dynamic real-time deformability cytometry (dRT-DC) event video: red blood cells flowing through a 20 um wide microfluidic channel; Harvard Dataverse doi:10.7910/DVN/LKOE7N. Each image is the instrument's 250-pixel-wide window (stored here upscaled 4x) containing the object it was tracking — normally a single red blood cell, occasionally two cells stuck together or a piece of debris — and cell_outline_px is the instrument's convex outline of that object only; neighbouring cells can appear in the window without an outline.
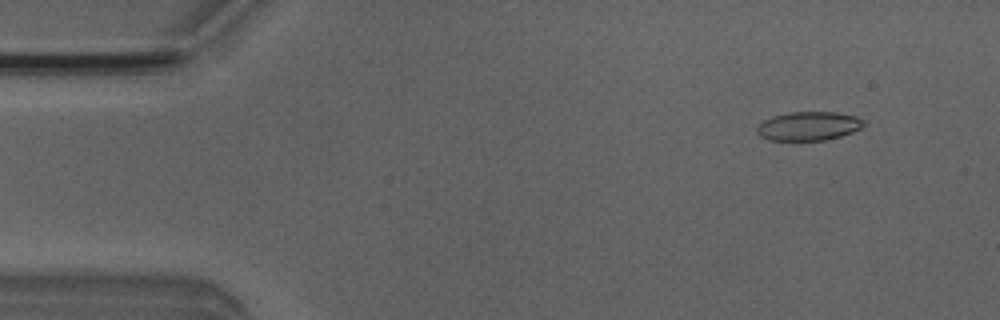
{"species": "Egyptian fruit bat (a non-hibernating species)", "species_latin": "Rousettus aegyptiacus", "temperature_condition": "room temperature", "stored_images_in_passage": 5, "camera_frame_rate_fps": 3000, "um_per_image_px": 0.085, "animal": {"sex": "male"}, "frame": {"image": 1, "passage_image": 2, "time_ms": 1.333, "image_size_px": [1000, 320], "cell_outline_px": [[864, 124], [860, 128], [852, 132], [840, 136], [824, 140], [768, 140], [760, 136], [756, 132], [756, 128], [764, 120], [772, 116], [788, 112], [836, 112], [856, 116], [864, 120]], "centroid_in_image_um": [68.71, 10.71], "position_along_channel_um": 16.3, "area_um2": 17.92}}